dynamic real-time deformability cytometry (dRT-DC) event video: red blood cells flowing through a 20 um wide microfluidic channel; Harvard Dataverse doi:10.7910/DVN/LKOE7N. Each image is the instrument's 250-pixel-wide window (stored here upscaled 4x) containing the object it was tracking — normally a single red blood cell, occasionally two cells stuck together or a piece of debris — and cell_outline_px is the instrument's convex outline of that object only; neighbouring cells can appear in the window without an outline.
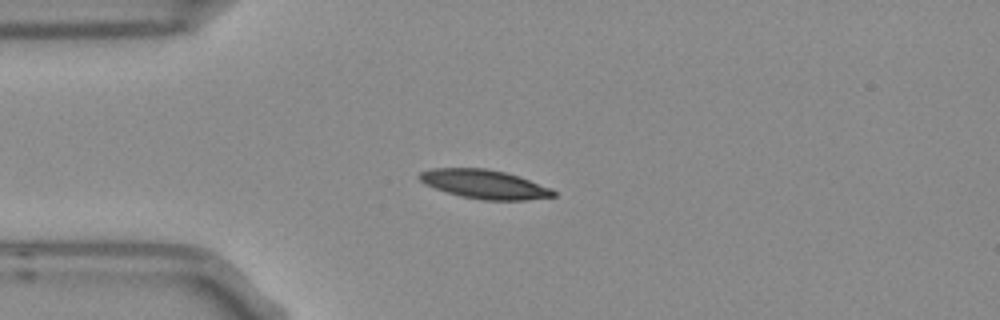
{"species": "Egyptian fruit bat (a non-hibernating species)", "species_latin": "Rousettus aegyptiacus", "temperature_condition": "room temperature", "stored_images_in_passage": 5, "camera_frame_rate_fps": 3000, "um_per_image_px": 0.085, "frame": {"image": 1, "passage_image": 2, "time_ms": 0.333, "image_size_px": [1000, 320], "cell_outline_px": [[556, 196], [524, 200], [484, 200], [460, 196], [424, 184], [416, 176], [420, 172], [432, 168], [488, 168], [520, 176], [552, 188], [556, 192]], "centroid_in_image_um": [41.19, 15.65], "position_along_channel_um": 43.8, "area_um2": 22.66}}
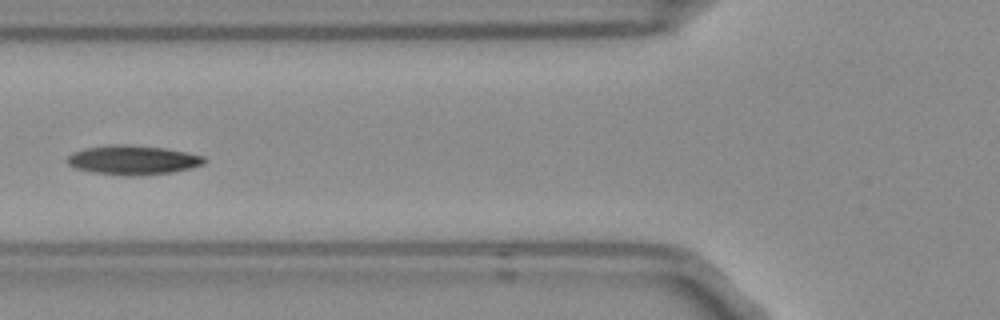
{"frame": {"image": 2, "passage_image": 4, "time_ms": 1.0, "image_size_px": [1000, 320], "cell_outline_px": [[204, 164], [172, 172], [136, 176], [128, 176], [92, 172], [76, 168], [68, 164], [68, 156], [72, 152], [88, 148], [108, 144], [120, 144], [164, 148], [204, 156]], "centroid_in_image_um": [11.27, 13.6], "position_along_channel_um": 114.5, "area_um2": 23.06}}